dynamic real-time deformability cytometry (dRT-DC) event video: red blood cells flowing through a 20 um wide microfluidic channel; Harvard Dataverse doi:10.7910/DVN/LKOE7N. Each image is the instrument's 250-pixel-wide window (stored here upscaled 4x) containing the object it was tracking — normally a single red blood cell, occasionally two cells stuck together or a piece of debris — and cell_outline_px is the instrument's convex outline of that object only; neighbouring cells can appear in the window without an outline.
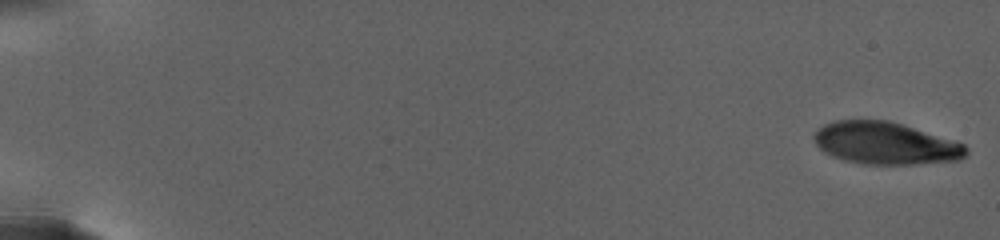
{"species": "human", "species_latin": "Homo sapiens", "temperature_condition": "warm", "stored_images_in_passage": 76, "camera_frame_rate_fps": 3000, "um_per_image_px": 0.085, "donor": {"sex": "female"}, "frame": {"image": 1, "passage_image": 1, "time_ms": 0.0, "image_size_px": [1000, 240], "cell_outline_px": [[968, 152], [960, 160], [912, 164], [864, 164], [844, 160], [832, 156], [820, 148], [816, 144], [816, 132], [824, 124], [832, 120], [888, 120], [956, 140], [964, 144], [968, 148]], "centroid_in_image_um": [75.31, 12.17], "position_along_channel_um": 9.7, "area_um2": 37.28}}
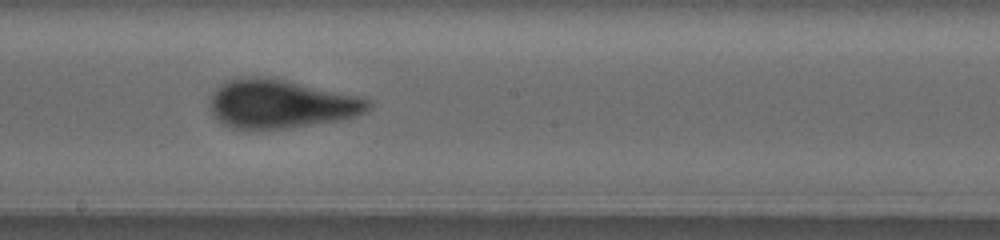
{"frame": {"image": 2, "passage_image": 43, "time_ms": 16.0, "image_size_px": [1000, 240], "cell_outline_px": [[372, 108], [356, 116], [340, 120], [288, 128], [232, 128], [224, 124], [212, 116], [212, 92], [220, 84], [228, 80], [240, 76], [260, 76], [284, 80], [356, 96], [372, 100]], "centroid_in_image_um": [23.86, 8.83], "position_along_channel_um": 224.3, "area_um2": 44.45}}
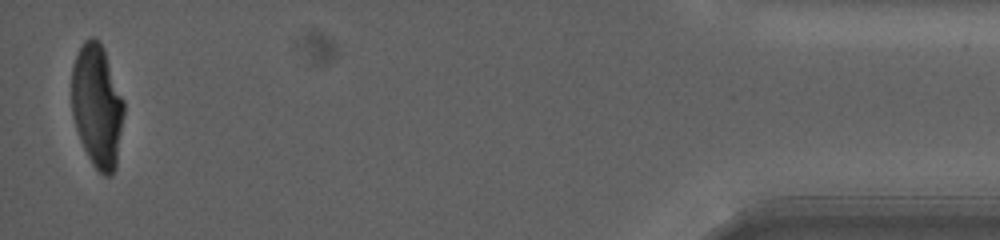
{"frame": {"image": 3, "passage_image": 76, "time_ms": 27.0, "image_size_px": [1000, 240], "cell_outline_px": [[124, 112], [116, 168], [112, 176], [104, 176], [92, 164], [80, 140], [72, 116], [72, 64], [84, 40], [88, 36], [92, 36], [100, 40], [104, 48], [124, 100]], "centroid_in_image_um": [8.26, 8.98], "position_along_channel_um": 426.9, "area_um2": 37.74}, "authors_computed_cell_mechanics": {"area_um2": 40.9802, "velocity_mm_per_s": 2.534, "shape_relaxation_time_tau1_ms": 6.2385, "shape_relaxation_time_tau2_ms": 1.1817, "deformation_change_tau1": 0.2115, "deformation_change_tau2": 0.0716}}